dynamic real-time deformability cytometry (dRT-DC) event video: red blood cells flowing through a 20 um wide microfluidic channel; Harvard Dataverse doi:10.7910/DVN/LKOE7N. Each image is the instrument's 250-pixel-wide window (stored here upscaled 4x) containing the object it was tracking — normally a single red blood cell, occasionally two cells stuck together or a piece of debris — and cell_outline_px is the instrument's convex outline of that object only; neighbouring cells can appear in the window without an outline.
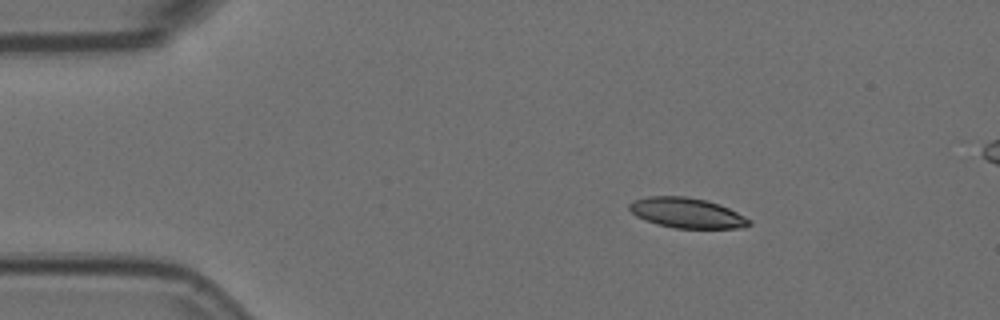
{"species": "Egyptian fruit bat (a non-hibernating species)", "species_latin": "Rousettus aegyptiacus", "temperature_condition": "room temperature", "stored_images_in_passage": 4, "segment_of_instrument_passage": [1, 2], "camera_frame_rate_fps": 3000, "um_per_image_px": 0.085, "animal": {"sex": "female"}, "frame": {"image": 1, "passage_image": 1, "time_ms": 0.0, "image_size_px": [1000, 320], "cell_outline_px": [[752, 224], [744, 228], [676, 228], [656, 224], [644, 220], [636, 216], [628, 208], [628, 204], [632, 200], [648, 196], [684, 196], [704, 200], [720, 204], [752, 220]], "centroid_in_image_um": [58.37, 18.1], "position_along_channel_um": 26.6, "area_um2": 21.15}}